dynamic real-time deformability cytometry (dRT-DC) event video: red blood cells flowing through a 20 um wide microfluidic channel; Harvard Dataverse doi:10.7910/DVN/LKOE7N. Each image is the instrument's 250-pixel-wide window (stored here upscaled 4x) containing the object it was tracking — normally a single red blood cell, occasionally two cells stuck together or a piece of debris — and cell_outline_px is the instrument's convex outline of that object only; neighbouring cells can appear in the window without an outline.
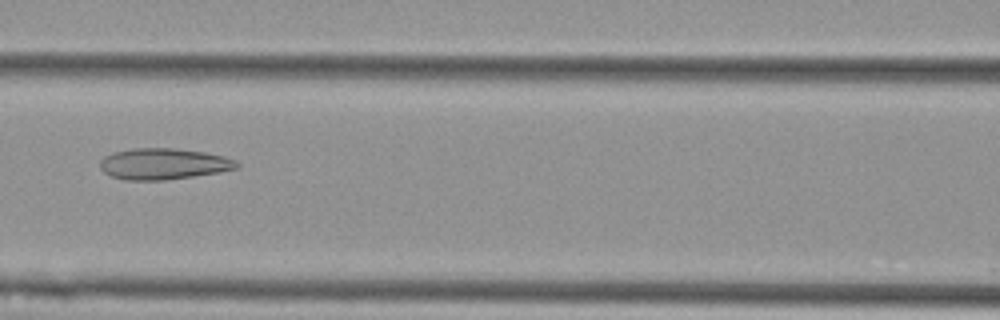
{"species": "Egyptian fruit bat (a non-hibernating species)", "species_latin": "Rousettus aegyptiacus", "temperature_condition": "cold", "stored_images_in_passage": 54, "camera_frame_rate_fps": 3000, "um_per_image_px": 0.085, "animal": {"sex": "female"}, "frame": {"image": 1, "passage_image": 23, "time_ms": 7.333, "image_size_px": [1000, 320], "cell_outline_px": [[240, 168], [220, 172], [164, 180], [124, 180], [112, 176], [104, 172], [100, 168], [100, 160], [104, 156], [112, 152], [132, 148], [176, 148], [204, 152], [224, 156], [236, 160], [240, 164]], "centroid_in_image_um": [13.9, 13.92], "position_along_channel_um": 152.7, "area_um2": 25.03}}
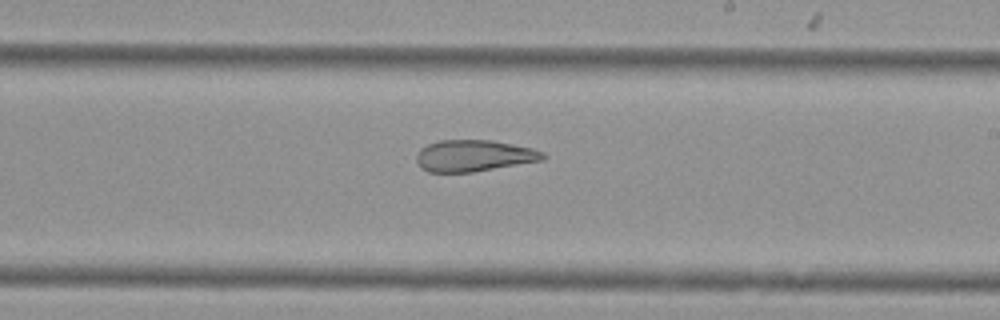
{"frame": {"image": 2, "passage_image": 31, "time_ms": 10.0, "image_size_px": [1000, 320], "cell_outline_px": [[548, 156], [544, 160], [472, 172], [428, 172], [420, 168], [416, 160], [416, 156], [420, 148], [428, 144], [440, 140], [492, 140], [532, 148], [544, 152]], "centroid_in_image_um": [40.28, 13.24], "position_along_channel_um": 248.7, "area_um2": 23.35}}
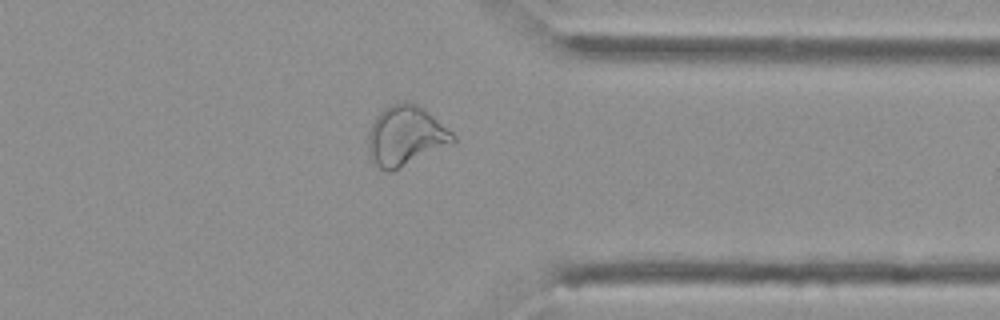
{"frame": {"image": 3, "passage_image": 42, "time_ms": 13.667, "image_size_px": [1000, 320], "cell_outline_px": [[456, 140], [452, 144], [392, 172], [388, 172], [380, 168], [368, 156], [368, 132], [376, 116], [384, 108], [400, 100], [404, 100], [416, 104], [424, 108], [452, 132], [456, 136]], "centroid_in_image_um": [34.47, 11.55], "position_along_channel_um": 376.9, "area_um2": 29.77}}